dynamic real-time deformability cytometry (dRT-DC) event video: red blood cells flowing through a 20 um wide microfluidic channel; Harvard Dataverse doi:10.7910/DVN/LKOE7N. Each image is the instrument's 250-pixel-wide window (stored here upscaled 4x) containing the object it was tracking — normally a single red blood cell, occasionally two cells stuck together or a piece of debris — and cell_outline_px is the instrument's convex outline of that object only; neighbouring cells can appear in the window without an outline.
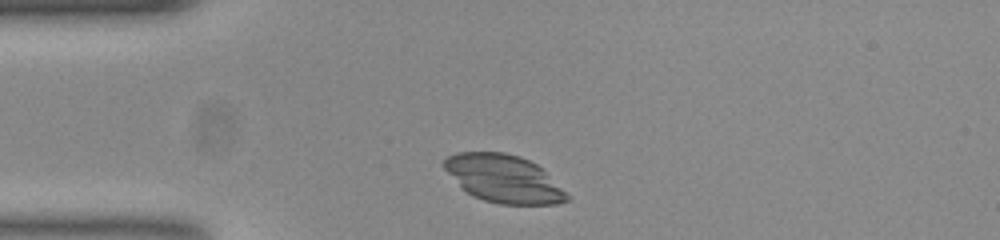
{"species": "common noctule bat (a hibernating species)", "species_latin": "Nyctalus noctula", "temperature_condition": "room temperature", "stored_images_in_passage": 35, "camera_frame_rate_fps": 3000, "um_per_image_px": 0.085, "animal": {"sex": "female", "body_mass_g": 23.0, "forearm_length_mm": 53.4}, "frame": {"image": 1, "passage_image": 3, "time_ms": 0.667, "image_size_px": [1000, 240], "cell_outline_px": [[568, 200], [556, 204], [500, 204], [484, 200], [472, 196], [444, 168], [444, 160], [448, 156], [456, 152], [504, 152], [520, 156], [536, 164], [568, 196]], "centroid_in_image_um": [42.78, 15.18], "position_along_channel_um": 42.2, "area_um2": 33.29}}